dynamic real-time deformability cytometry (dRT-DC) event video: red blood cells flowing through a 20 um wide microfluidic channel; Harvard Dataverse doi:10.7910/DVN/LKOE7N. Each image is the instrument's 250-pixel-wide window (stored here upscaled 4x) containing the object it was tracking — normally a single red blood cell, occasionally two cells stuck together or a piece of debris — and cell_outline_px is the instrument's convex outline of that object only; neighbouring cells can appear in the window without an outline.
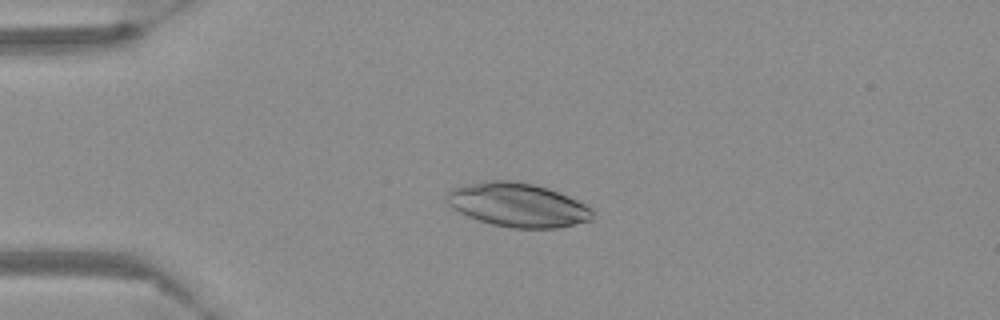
{"species": "Egyptian fruit bat (a non-hibernating species)", "species_latin": "Rousettus aegyptiacus", "temperature_condition": "warm", "stored_images_in_passage": 56, "camera_frame_rate_fps": 3000, "um_per_image_px": 0.085, "frame": {"image": 1, "passage_image": 13, "time_ms": 4.0, "image_size_px": [1000, 320], "cell_outline_px": [[592, 220], [556, 228], [512, 228], [492, 224], [468, 216], [452, 208], [444, 200], [444, 196], [452, 188], [464, 184], [484, 180], [512, 180], [536, 184], [548, 188], [568, 196], [592, 208]], "centroid_in_image_um": [43.96, 17.4], "position_along_channel_um": 41.0, "area_um2": 37.45}}
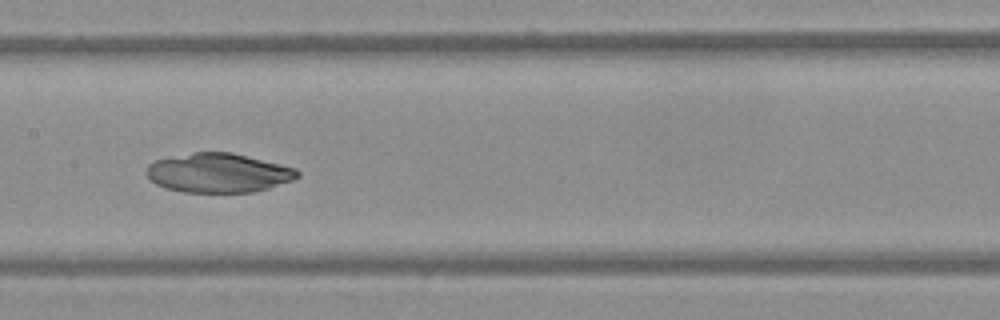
{"frame": {"image": 2, "passage_image": 28, "time_ms": 9.0, "image_size_px": [1000, 320], "cell_outline_px": [[300, 176], [292, 180], [268, 188], [252, 192], [184, 192], [164, 188], [156, 184], [148, 176], [148, 164], [156, 160], [192, 152], [232, 152], [296, 168], [300, 172]], "centroid_in_image_um": [18.58, 14.69], "position_along_channel_um": 188.8, "area_um2": 34.33}}
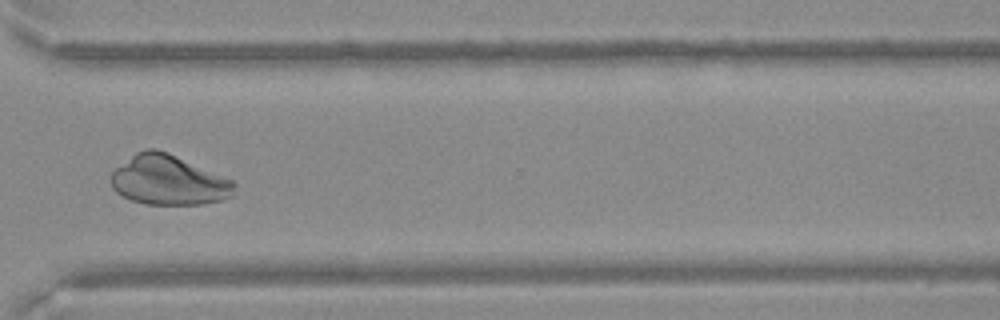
{"frame": {"image": 3, "passage_image": 42, "time_ms": 13.667, "image_size_px": [1000, 320], "cell_outline_px": [[236, 184], [232, 196], [220, 200], [200, 204], [148, 204], [132, 200], [116, 192], [112, 188], [112, 172], [116, 168], [136, 152], [148, 148], [156, 148], [168, 152], [236, 180]], "centroid_in_image_um": [14.37, 15.3], "position_along_channel_um": 356.2, "area_um2": 35.84}}